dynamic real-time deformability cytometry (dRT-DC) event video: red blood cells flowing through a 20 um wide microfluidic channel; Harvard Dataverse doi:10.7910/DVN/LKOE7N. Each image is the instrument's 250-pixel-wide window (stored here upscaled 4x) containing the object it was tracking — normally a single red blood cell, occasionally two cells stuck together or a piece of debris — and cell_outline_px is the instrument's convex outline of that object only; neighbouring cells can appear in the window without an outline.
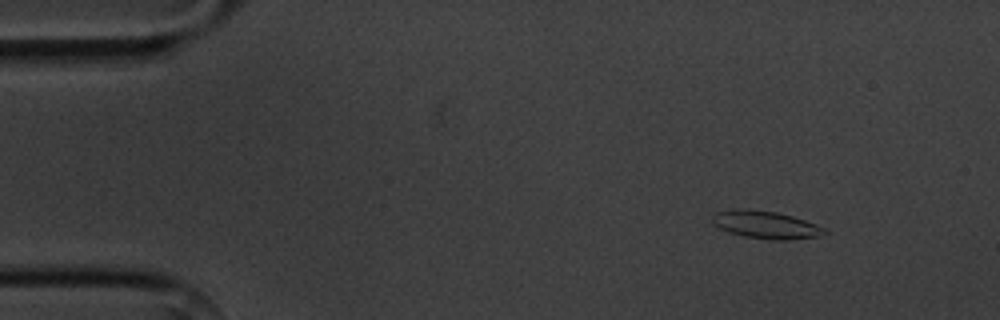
{"species": "common noctule bat (a hibernating species)", "species_latin": "Nyctalus noctula", "temperature_condition": "cold", "stored_images_in_passage": 5, "segment_of_instrument_passage": [2, 2], "camera_frame_rate_fps": 3000, "um_per_image_px": 0.085, "animal": {"sex": "male", "body_mass_g": 20.1, "forearm_length_mm": 53.5}, "frame": {"image": 1, "passage_image": 5, "time_ms": 11.0, "image_size_px": [1000, 320], "cell_outline_px": [[828, 232], [816, 236], [784, 240], [776, 240], [744, 236], [728, 232], [712, 224], [712, 216], [716, 212], [740, 208], [748, 208], [776, 212], [792, 216], [816, 224], [824, 228]], "centroid_in_image_um": [65.04, 19.09], "position_along_channel_um": 20.0, "area_um2": 17.92}}